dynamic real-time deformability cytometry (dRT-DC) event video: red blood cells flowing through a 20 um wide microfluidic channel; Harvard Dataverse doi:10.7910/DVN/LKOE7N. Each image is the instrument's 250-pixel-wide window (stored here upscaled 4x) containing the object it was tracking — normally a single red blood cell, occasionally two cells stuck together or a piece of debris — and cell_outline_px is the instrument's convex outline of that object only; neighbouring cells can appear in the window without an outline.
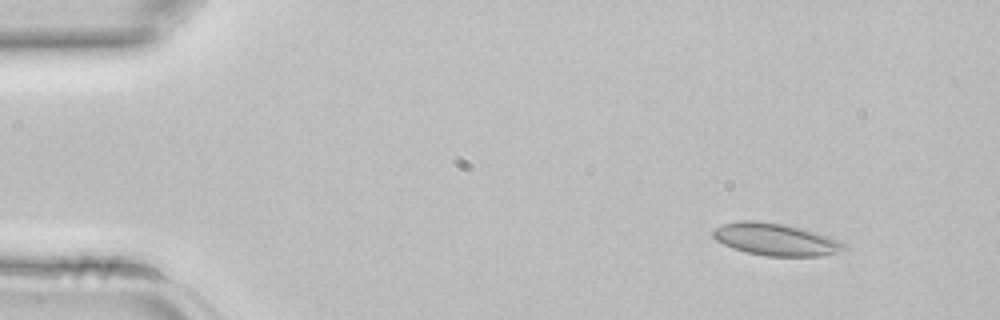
{"species": "common noctule bat (a hibernating species)", "species_latin": "Nyctalus noctula", "temperature_condition": "room temperature", "stored_images_in_passage": 42, "camera_frame_rate_fps": 3000, "um_per_image_px": 0.085, "animal": {"sex": "female", "body_mass_g": 22.7, "forearm_length_mm": 54.2}, "frame": {"image": 1, "passage_image": 4, "time_ms": 1.0, "image_size_px": [1000, 320], "cell_outline_px": [[848, 248], [836, 252], [820, 256], [764, 256], [744, 252], [732, 248], [716, 240], [712, 236], [712, 232], [716, 228], [724, 224], [740, 220], [752, 220], [784, 224], [816, 232], [828, 236], [844, 244]], "centroid_in_image_um": [65.89, 20.35], "position_along_channel_um": 19.1, "area_um2": 24.45}}
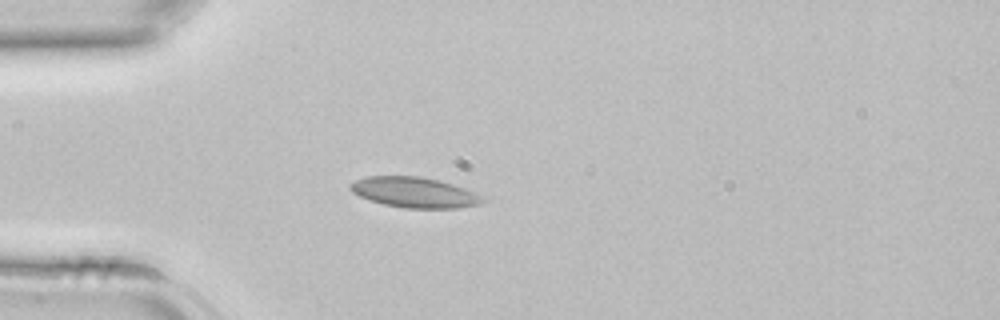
{"frame": {"image": 2, "passage_image": 11, "time_ms": 3.333, "image_size_px": [1000, 320], "cell_outline_px": [[484, 200], [480, 204], [456, 208], [404, 208], [384, 204], [368, 200], [352, 192], [348, 188], [348, 184], [356, 180], [368, 176], [420, 176], [440, 180], [476, 192]], "centroid_in_image_um": [35.19, 16.35], "position_along_channel_um": 49.8, "area_um2": 23.47}}
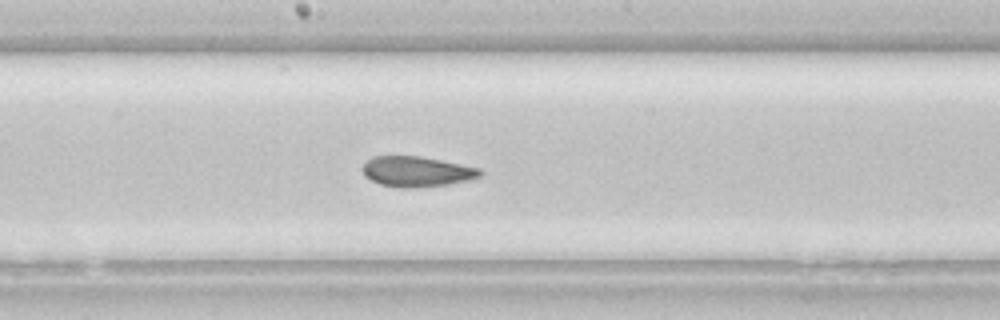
{"frame": {"image": 3, "passage_image": 22, "time_ms": 7.0, "image_size_px": [1000, 320], "cell_outline_px": [[484, 172], [480, 176], [468, 180], [448, 184], [416, 188], [404, 188], [380, 184], [364, 176], [364, 164], [372, 156], [420, 156], [480, 168]], "centroid_in_image_um": [35.44, 14.58], "position_along_channel_um": 212.8, "area_um2": 20.63}}